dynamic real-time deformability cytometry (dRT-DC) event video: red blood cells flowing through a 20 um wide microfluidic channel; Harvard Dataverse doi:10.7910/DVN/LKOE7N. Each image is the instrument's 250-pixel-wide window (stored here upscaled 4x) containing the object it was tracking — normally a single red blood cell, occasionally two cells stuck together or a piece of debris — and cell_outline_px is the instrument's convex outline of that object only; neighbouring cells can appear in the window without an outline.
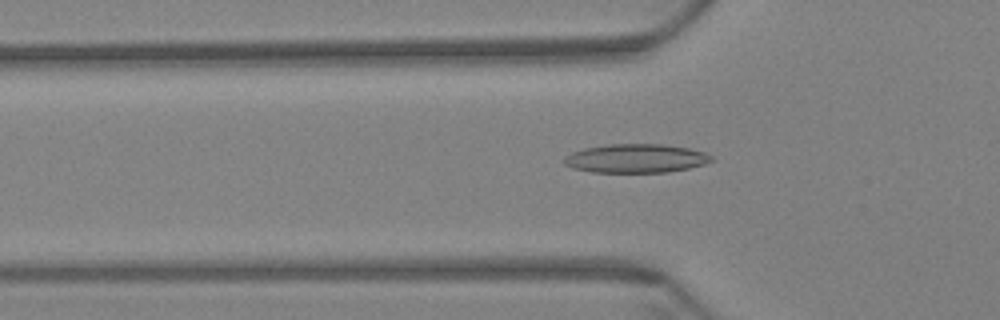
{"species": "Egyptian fruit bat (a non-hibernating species)", "species_latin": "Rousettus aegyptiacus", "temperature_condition": "warm", "stored_images_in_passage": 41, "camera_frame_rate_fps": 3000, "um_per_image_px": 0.085, "animal": {"sex": "female"}, "frame": {"image": 1, "passage_image": 12, "time_ms": 3.667, "image_size_px": [1000, 320], "cell_outline_px": [[712, 160], [704, 164], [688, 168], [668, 172], [592, 172], [572, 168], [564, 164], [564, 156], [572, 152], [584, 148], [608, 144], [664, 144], [688, 148], [704, 152], [712, 156]], "centroid_in_image_um": [54.02, 13.46], "position_along_channel_um": 71.8, "area_um2": 24.68}}
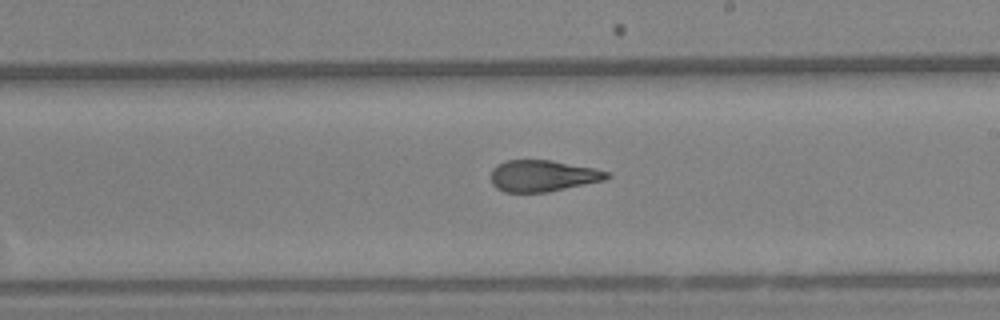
{"frame": {"image": 2, "passage_image": 27, "time_ms": 8.667, "image_size_px": [1000, 320], "cell_outline_px": [[612, 176], [604, 180], [548, 192], [504, 192], [496, 188], [492, 184], [488, 176], [492, 168], [496, 164], [504, 160], [552, 160], [592, 168], [608, 172]], "centroid_in_image_um": [46.05, 14.94], "position_along_channel_um": 242.9, "area_um2": 21.44}}
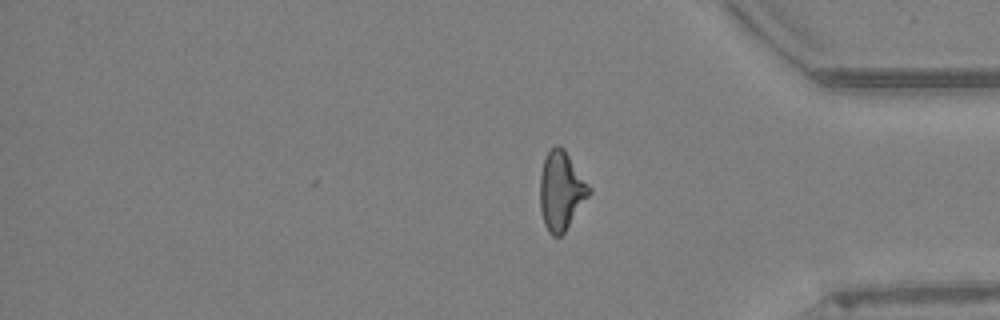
{"frame": {"image": 3, "passage_image": 41, "time_ms": 13.333, "image_size_px": [1000, 320], "cell_outline_px": [[592, 192], [564, 232], [560, 236], [552, 236], [548, 232], [544, 224], [540, 208], [540, 172], [544, 160], [548, 152], [556, 144], [560, 144], [564, 148], [592, 188]], "centroid_in_image_um": [47.7, 16.2], "position_along_channel_um": 387.5, "area_um2": 22.66}, "authors_computed_cell_mechanics": {"area_um2": 22.253, "velocity_mm_per_s": 3.4198, "shape_relaxation_time_tau1_ms": 10.3951, "shape_relaxation_time_tau2_ms": 2.2587, "deformation_change_tau1": 0.2398, "deformation_change_tau2": 0.1067}}